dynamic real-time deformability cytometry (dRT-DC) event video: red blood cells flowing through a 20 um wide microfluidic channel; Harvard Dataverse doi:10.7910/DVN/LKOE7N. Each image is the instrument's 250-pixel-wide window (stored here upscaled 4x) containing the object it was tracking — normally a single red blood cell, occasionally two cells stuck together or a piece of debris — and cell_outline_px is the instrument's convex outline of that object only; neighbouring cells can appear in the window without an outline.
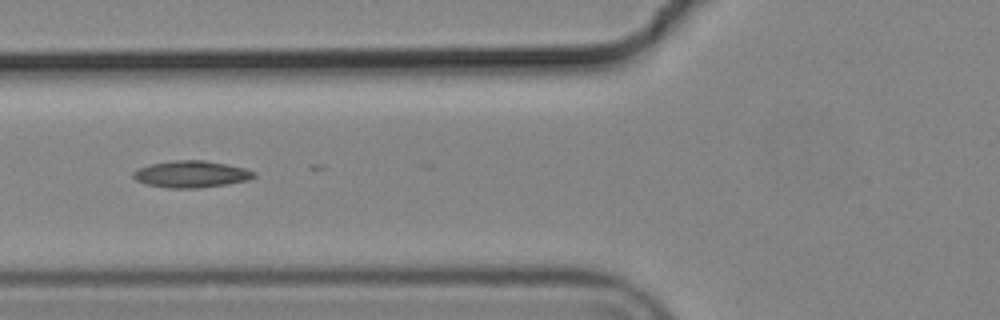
{"species": "common noctule bat (a hibernating species)", "species_latin": "Nyctalus noctula", "temperature_condition": "cold", "stored_images_in_passage": 8, "camera_frame_rate_fps": 3000, "um_per_image_px": 0.085, "animal": {"sex": "male", "body_mass_g": 19.2, "forearm_length_mm": 51.8}, "frame": {"image": 1, "passage_image": 4, "time_ms": 1.0, "image_size_px": [1000, 320], "cell_outline_px": [[256, 176], [248, 180], [200, 188], [168, 188], [144, 184], [136, 180], [132, 176], [132, 172], [136, 168], [148, 164], [172, 160], [204, 160], [228, 164], [244, 168], [256, 172]], "centroid_in_image_um": [16.2, 14.79], "position_along_channel_um": 109.6, "area_um2": 19.07}}
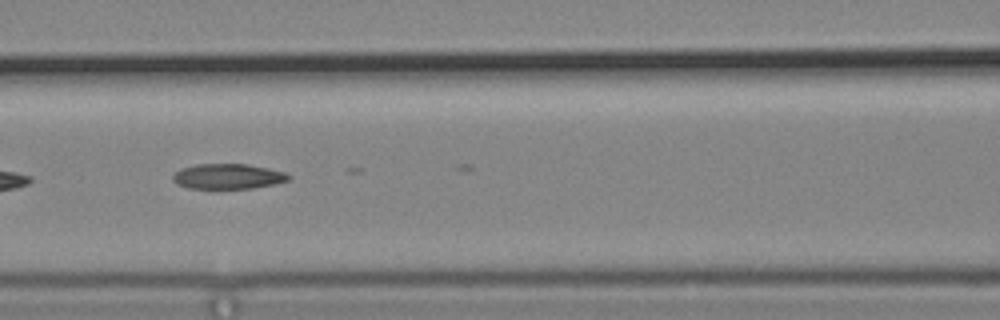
{"frame": {"image": 2, "passage_image": 7, "time_ms": 2.0, "image_size_px": [1000, 320], "cell_outline_px": [[292, 176], [288, 180], [272, 184], [252, 188], [188, 188], [172, 180], [172, 176], [180, 168], [196, 164], [248, 164], [268, 168], [284, 172]], "centroid_in_image_um": [19.37, 14.98], "position_along_channel_um": 147.2, "area_um2": 16.82}}